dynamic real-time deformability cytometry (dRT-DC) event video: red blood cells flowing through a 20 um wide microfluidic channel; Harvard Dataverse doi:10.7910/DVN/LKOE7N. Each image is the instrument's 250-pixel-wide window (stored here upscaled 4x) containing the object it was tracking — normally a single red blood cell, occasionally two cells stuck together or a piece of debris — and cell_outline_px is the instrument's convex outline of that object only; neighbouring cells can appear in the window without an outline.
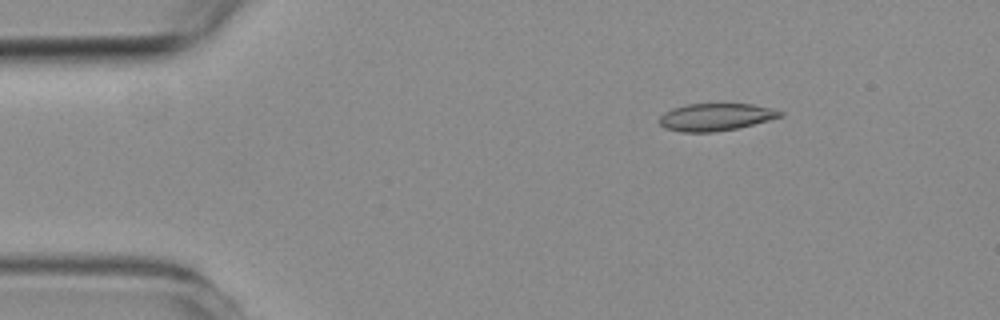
{"species": "common noctule bat (a hibernating species)", "species_latin": "Nyctalus noctula", "temperature_condition": "room temperature", "stored_images_in_passage": 6, "camera_frame_rate_fps": 3000, "um_per_image_px": 0.085, "animal": {"sex": "female", "body_mass_g": 19.3, "forearm_length_mm": 54.1}, "frame": {"image": 1, "passage_image": 3, "time_ms": 2.333, "image_size_px": [1000, 320], "cell_outline_px": [[784, 116], [736, 128], [712, 132], [680, 132], [664, 128], [660, 124], [660, 116], [664, 112], [672, 108], [688, 104], [752, 104], [784, 112]], "centroid_in_image_um": [60.8, 9.95], "position_along_channel_um": 24.2, "area_um2": 19.07}}
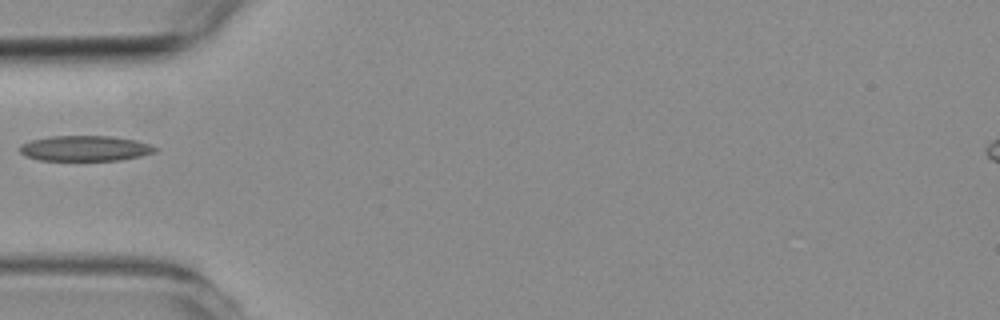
{"frame": {"image": 2, "passage_image": 5, "time_ms": 5.667, "image_size_px": [1000, 320], "cell_outline_px": [[160, 148], [156, 152], [140, 156], [120, 160], [40, 160], [24, 156], [20, 152], [20, 144], [32, 140], [52, 136], [112, 136], [136, 140]], "centroid_in_image_um": [7.25, 12.61], "position_along_channel_um": 77.8, "area_um2": 20.06}}
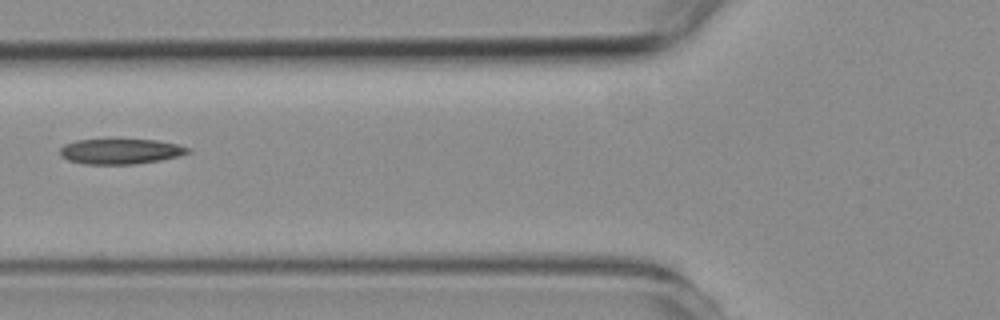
{"frame": {"image": 3, "passage_image": 6, "time_ms": 6.667, "image_size_px": [1000, 320], "cell_outline_px": [[192, 152], [180, 156], [160, 160], [132, 164], [84, 164], [68, 160], [60, 156], [60, 148], [64, 144], [76, 140], [112, 136], [156, 140], [176, 144], [192, 148]], "centroid_in_image_um": [10.23, 12.81], "position_along_channel_um": 115.6, "area_um2": 20.0}}